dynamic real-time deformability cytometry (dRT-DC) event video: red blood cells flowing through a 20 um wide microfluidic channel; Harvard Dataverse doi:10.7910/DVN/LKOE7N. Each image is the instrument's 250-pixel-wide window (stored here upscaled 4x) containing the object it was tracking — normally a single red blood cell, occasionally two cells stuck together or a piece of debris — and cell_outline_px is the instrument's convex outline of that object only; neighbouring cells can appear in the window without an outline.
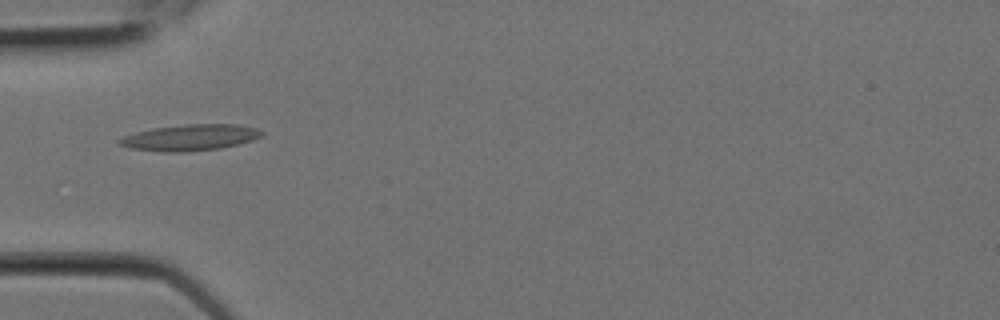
{"species": "Egyptian fruit bat (a non-hibernating species)", "species_latin": "Rousettus aegyptiacus", "temperature_condition": "room temperature", "stored_images_in_passage": 8, "camera_frame_rate_fps": 3000, "um_per_image_px": 0.085, "animal": {"sex": "female"}, "frame": {"image": 1, "passage_image": 6, "time_ms": 1.667, "image_size_px": [1000, 320], "cell_outline_px": [[264, 132], [260, 136], [252, 140], [240, 144], [220, 148], [188, 152], [164, 152], [132, 148], [120, 144], [116, 140], [124, 136], [136, 132], [152, 128], [188, 124], [236, 124], [256, 128]], "centroid_in_image_um": [16.17, 11.69], "position_along_channel_um": 68.8, "area_um2": 21.62}}
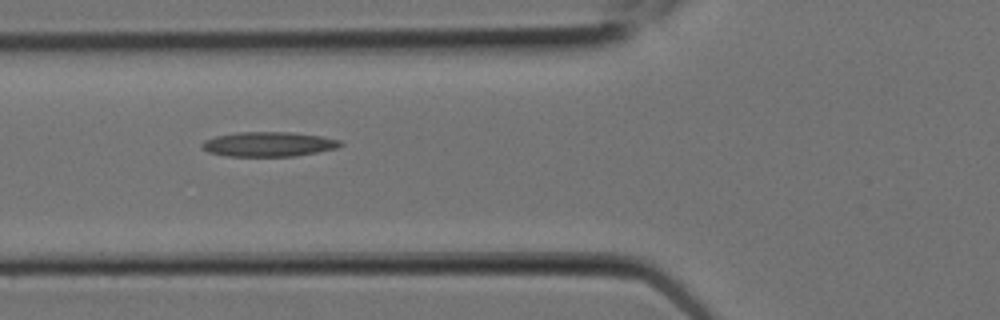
{"frame": {"image": 2, "passage_image": 7, "time_ms": 2.0, "image_size_px": [1000, 320], "cell_outline_px": [[344, 144], [336, 148], [296, 156], [228, 156], [208, 152], [200, 148], [200, 144], [204, 140], [216, 136], [236, 132], [288, 132], [320, 136], [340, 140]], "centroid_in_image_um": [22.78, 12.25], "position_along_channel_um": 103.0, "area_um2": 19.88}}
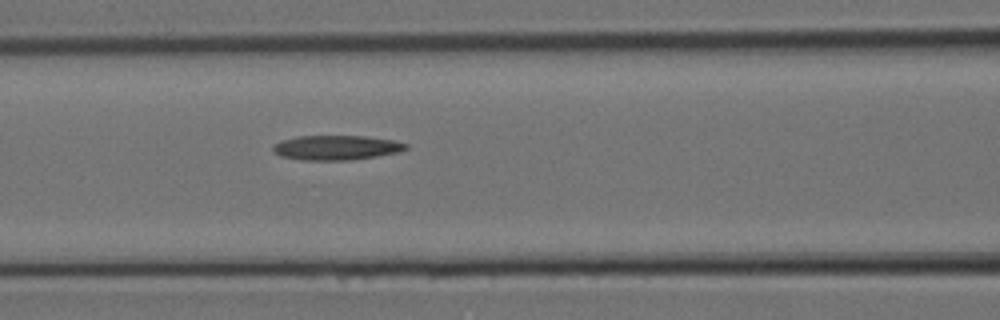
{"frame": {"image": 3, "passage_image": 8, "time_ms": 2.333, "image_size_px": [1000, 320], "cell_outline_px": [[408, 148], [400, 152], [352, 160], [304, 160], [280, 156], [272, 148], [280, 140], [296, 136], [368, 136], [392, 140], [408, 144]], "centroid_in_image_um": [28.61, 12.54], "position_along_channel_um": 138.0, "area_um2": 19.07}}